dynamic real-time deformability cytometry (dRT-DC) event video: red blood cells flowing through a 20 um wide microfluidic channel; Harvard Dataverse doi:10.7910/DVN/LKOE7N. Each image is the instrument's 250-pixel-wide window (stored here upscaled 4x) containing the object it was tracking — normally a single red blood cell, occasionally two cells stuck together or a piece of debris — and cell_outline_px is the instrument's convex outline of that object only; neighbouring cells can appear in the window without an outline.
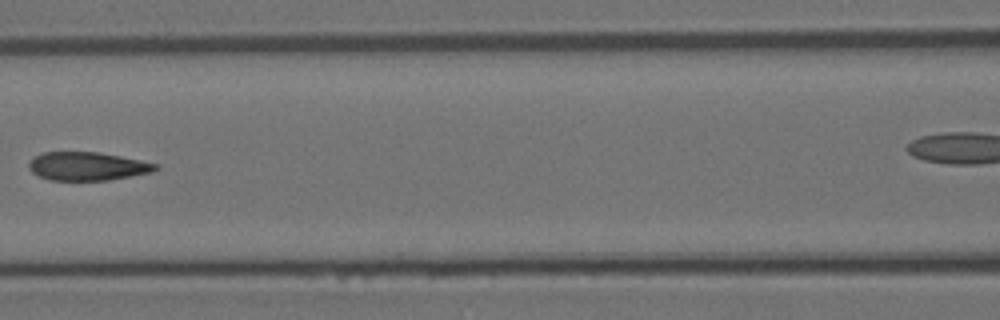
{"species": "Egyptian fruit bat (a non-hibernating species)", "species_latin": "Rousettus aegyptiacus", "temperature_condition": "room temperature", "stored_images_in_passage": 12, "camera_frame_rate_fps": 3000, "um_per_image_px": 0.085, "animal": {"sex": "female"}, "frame": {"image": 1, "passage_image": 6, "time_ms": 1.667, "image_size_px": [1000, 320], "cell_outline_px": [[160, 168], [152, 172], [108, 180], [48, 180], [32, 172], [28, 168], [28, 164], [36, 156], [44, 152], [100, 152], [160, 164]], "centroid_in_image_um": [7.46, 14.13], "position_along_channel_um": 159.1, "area_um2": 20.92}}
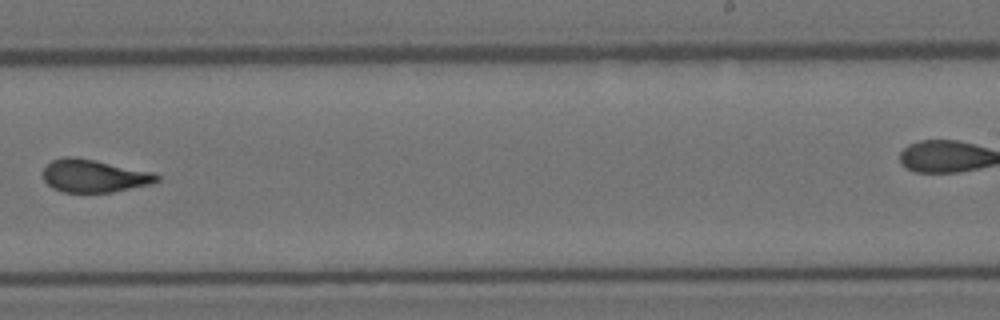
{"frame": {"image": 2, "passage_image": 9, "time_ms": 2.667, "image_size_px": [1000, 320], "cell_outline_px": [[160, 180], [152, 184], [112, 192], [60, 192], [52, 188], [44, 180], [44, 168], [52, 160], [64, 156], [76, 156], [96, 160], [152, 172], [160, 176]], "centroid_in_image_um": [7.99, 14.95], "position_along_channel_um": 281.0, "area_um2": 21.85}}
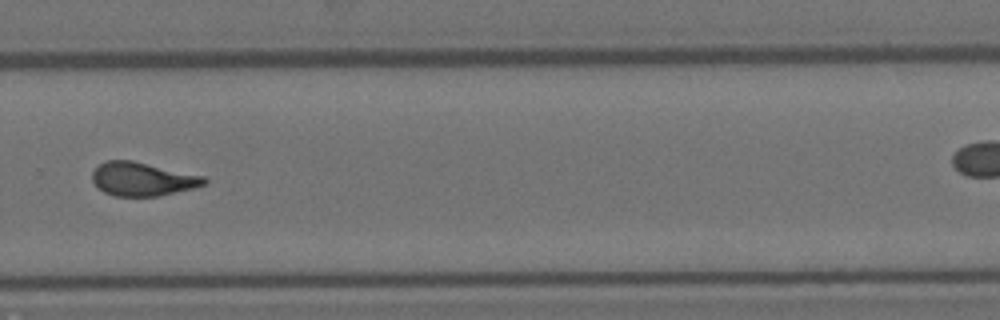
{"frame": {"image": 3, "passage_image": 10, "time_ms": 3.0, "image_size_px": [1000, 320], "cell_outline_px": [[208, 180], [204, 184], [192, 188], [160, 196], [112, 196], [104, 192], [92, 180], [92, 172], [100, 164], [108, 160], [132, 160], [204, 176]], "centroid_in_image_um": [12.1, 15.22], "position_along_channel_um": 317.7, "area_um2": 21.73}}